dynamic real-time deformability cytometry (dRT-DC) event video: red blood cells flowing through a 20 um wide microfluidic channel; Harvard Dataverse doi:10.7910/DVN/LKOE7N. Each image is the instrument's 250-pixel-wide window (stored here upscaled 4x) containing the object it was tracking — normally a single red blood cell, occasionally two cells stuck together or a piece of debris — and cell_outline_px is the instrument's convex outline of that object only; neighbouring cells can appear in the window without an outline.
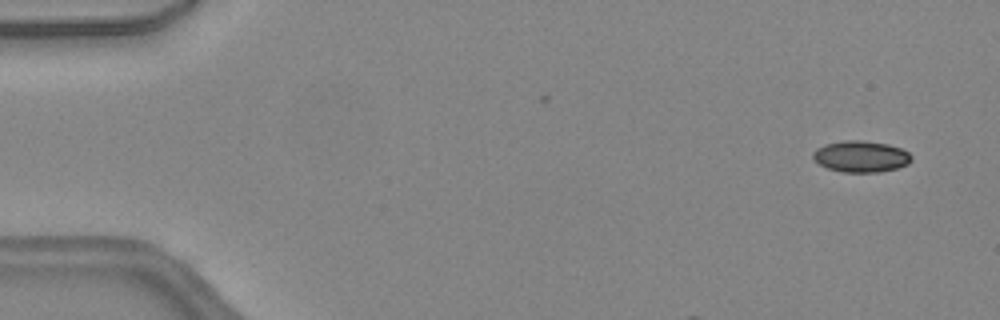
{"species": "common noctule bat (a hibernating species)", "species_latin": "Nyctalus noctula", "temperature_condition": "warm", "stored_images_in_passage": 8, "camera_frame_rate_fps": 3000, "um_per_image_px": 0.085, "animal": {"sex": "female", "body_mass_g": 24.6, "forearm_length_mm": 56.2}, "frame": {"image": 1, "passage_image": 2, "time_ms": 0.333, "image_size_px": [1000, 320], "cell_outline_px": [[912, 160], [908, 164], [896, 168], [880, 172], [844, 172], [828, 168], [820, 164], [812, 156], [812, 152], [816, 148], [824, 144], [844, 140], [860, 140], [888, 144], [900, 148], [908, 152], [912, 156]], "centroid_in_image_um": [73.18, 13.29], "position_along_channel_um": 11.8, "area_um2": 17.98}}